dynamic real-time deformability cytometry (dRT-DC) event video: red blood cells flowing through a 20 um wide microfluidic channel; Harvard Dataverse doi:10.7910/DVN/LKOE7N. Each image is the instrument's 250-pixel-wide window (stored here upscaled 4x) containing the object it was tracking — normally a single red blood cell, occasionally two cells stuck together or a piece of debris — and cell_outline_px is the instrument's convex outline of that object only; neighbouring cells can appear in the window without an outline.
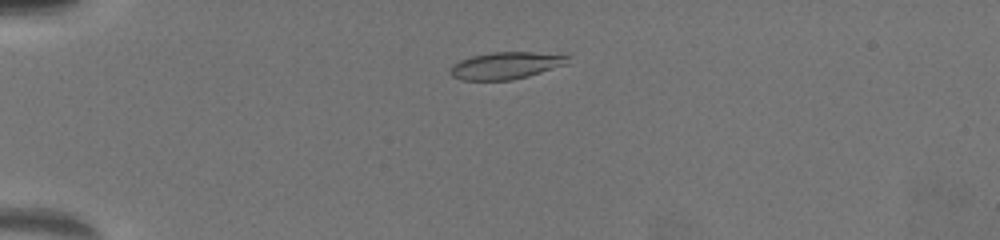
{"species": "common noctule bat (a hibernating species)", "species_latin": "Nyctalus noctula", "temperature_condition": "warm", "stored_images_in_passage": 50, "camera_frame_rate_fps": 3000, "um_per_image_px": 0.085, "animal": {"sex": "female", "body_mass_g": 19.5, "forearm_length_mm": 54.1}, "frame": {"image": 1, "passage_image": 2, "time_ms": 0.333, "image_size_px": [1000, 240], "cell_outline_px": [[572, 56], [568, 64], [528, 76], [512, 80], [460, 80], [452, 76], [448, 72], [448, 68], [452, 64], [460, 60], [472, 56], [492, 52], [532, 52]], "centroid_in_image_um": [42.98, 5.57], "position_along_channel_um": 42.0, "area_um2": 18.73}}
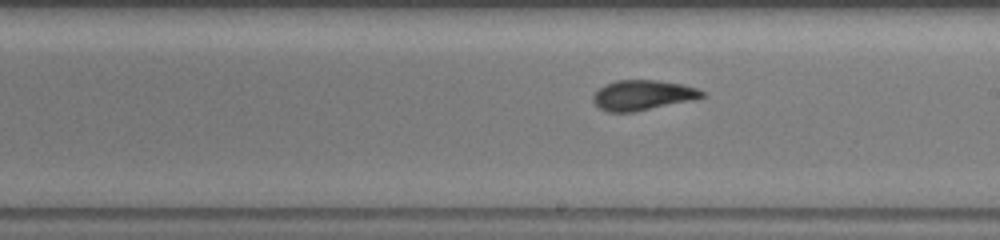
{"frame": {"image": 2, "passage_image": 24, "time_ms": 7.667, "image_size_px": [1000, 240], "cell_outline_px": [[708, 96], [692, 100], [632, 112], [608, 112], [600, 108], [592, 100], [592, 96], [604, 84], [616, 80], [656, 80], [680, 84], [696, 88], [708, 92]], "centroid_in_image_um": [54.65, 8.08], "position_along_channel_um": 234.3, "area_um2": 19.07}}
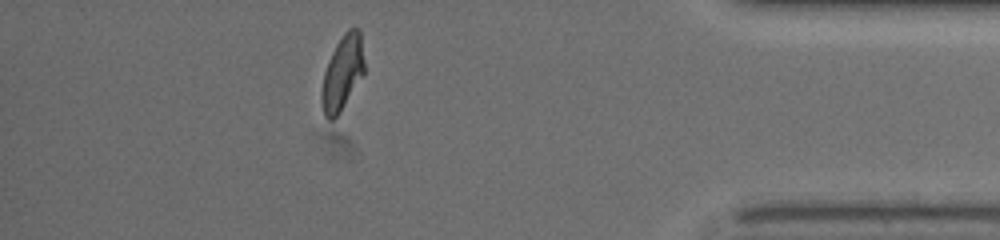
{"frame": {"image": 3, "passage_image": 43, "time_ms": 14.0, "image_size_px": [1000, 240], "cell_outline_px": [[364, 72], [340, 112], [332, 120], [328, 120], [324, 116], [320, 96], [324, 72], [328, 60], [336, 44], [344, 32], [348, 28], [360, 28], [364, 60]], "centroid_in_image_um": [29.09, 6.18], "position_along_channel_um": 406.1, "area_um2": 18.5}}